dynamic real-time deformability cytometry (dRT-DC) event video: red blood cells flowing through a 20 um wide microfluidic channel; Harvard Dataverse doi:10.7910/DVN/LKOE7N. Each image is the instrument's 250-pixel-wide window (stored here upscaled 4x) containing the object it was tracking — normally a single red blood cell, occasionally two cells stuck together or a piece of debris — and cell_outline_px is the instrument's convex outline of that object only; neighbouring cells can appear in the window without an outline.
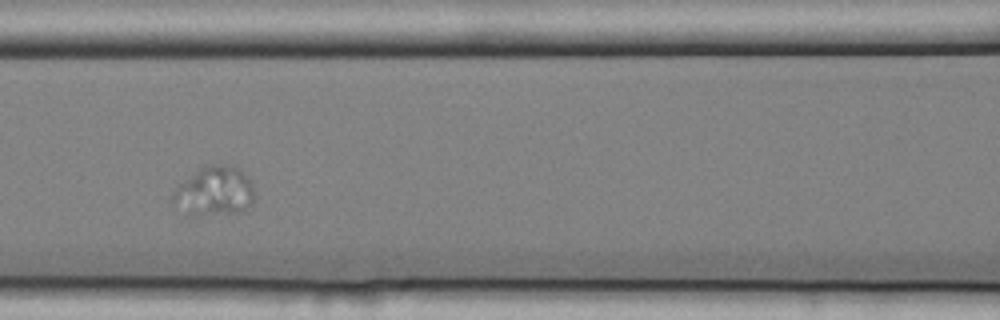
{"species": "common noctule bat (a hibernating species)", "species_latin": "Nyctalus noctula", "temperature_condition": "cold", "stored_images_in_passage": 13, "camera_frame_rate_fps": 3000, "um_per_image_px": 0.085, "animal": {"sex": "female", "body_mass_g": 25.1}, "frame": {"image": 1, "passage_image": 5, "time_ms": 1.333, "image_size_px": [1000, 320], "cell_outline_px": [[252, 204], [240, 212], [188, 216], [172, 208], [172, 196], [176, 188], [180, 184], [200, 168], [208, 164], [236, 164], [244, 172], [252, 184]], "centroid_in_image_um": [18.17, 16.26], "position_along_channel_um": 148.4, "area_um2": 23.81}}
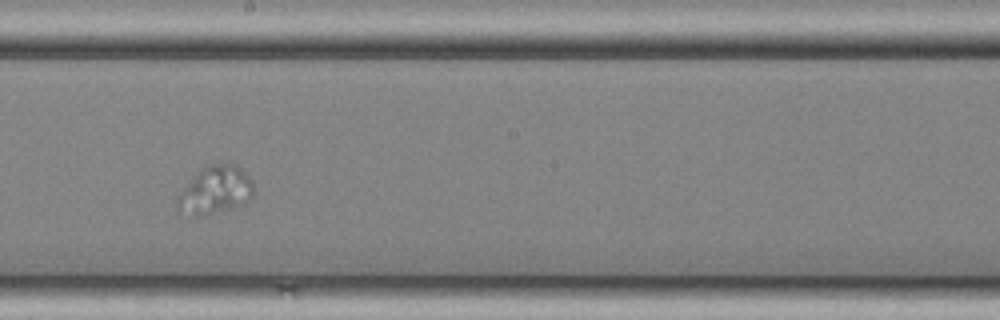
{"frame": {"image": 2, "passage_image": 7, "time_ms": 2.0, "image_size_px": [1000, 320], "cell_outline_px": [[252, 196], [248, 200], [240, 204], [200, 216], [192, 216], [176, 208], [176, 200], [180, 192], [200, 168], [208, 164], [228, 160], [236, 164], [252, 180]], "centroid_in_image_um": [18.27, 16.09], "position_along_channel_um": 229.9, "area_um2": 21.15}}
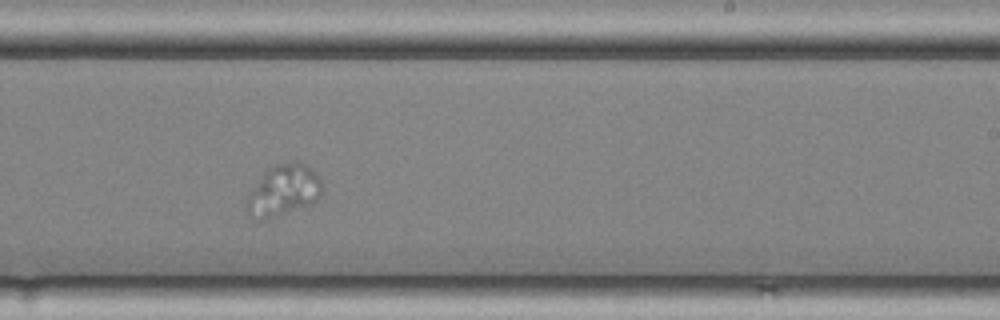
{"frame": {"image": 3, "passage_image": 8, "time_ms": 2.333, "image_size_px": [1000, 320], "cell_outline_px": [[324, 188], [320, 196], [312, 204], [264, 220], [260, 220], [248, 216], [244, 204], [248, 196], [264, 172], [268, 168], [276, 164], [292, 160], [296, 160], [312, 168], [324, 184]], "centroid_in_image_um": [24.11, 16.18], "position_along_channel_um": 264.9, "area_um2": 22.83}}